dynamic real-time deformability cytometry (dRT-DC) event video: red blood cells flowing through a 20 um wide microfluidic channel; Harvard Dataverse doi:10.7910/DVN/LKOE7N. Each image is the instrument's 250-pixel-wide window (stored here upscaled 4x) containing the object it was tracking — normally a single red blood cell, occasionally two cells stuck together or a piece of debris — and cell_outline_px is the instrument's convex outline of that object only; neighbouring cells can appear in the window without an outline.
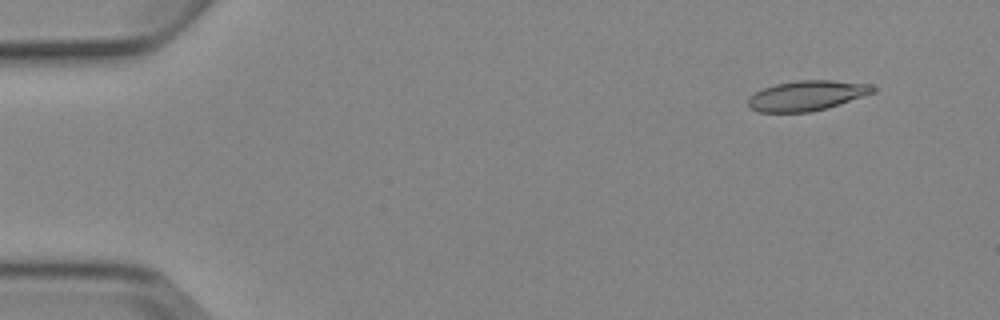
{"species": "Egyptian fruit bat (a non-hibernating species)", "species_latin": "Rousettus aegyptiacus", "temperature_condition": "cold", "stored_images_in_passage": 5, "camera_frame_rate_fps": 3000, "um_per_image_px": 0.085, "animal": {"sex": "female"}, "frame": {"image": 1, "passage_image": 2, "time_ms": 1.333, "image_size_px": [1000, 320], "cell_outline_px": [[876, 92], [828, 108], [808, 112], [760, 112], [748, 108], [748, 96], [764, 88], [776, 84], [796, 80], [832, 80], [872, 84], [876, 88]], "centroid_in_image_um": [68.6, 8.12], "position_along_channel_um": 16.4, "area_um2": 22.02}}
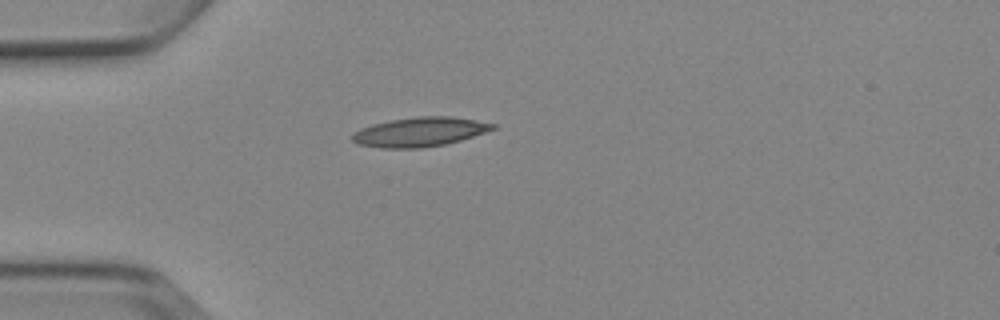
{"frame": {"image": 2, "passage_image": 5, "time_ms": 4.667, "image_size_px": [1000, 320], "cell_outline_px": [[496, 128], [460, 140], [444, 144], [420, 148], [380, 148], [356, 144], [352, 140], [352, 136], [360, 128], [372, 124], [392, 120], [416, 116], [452, 116], [476, 120], [496, 124]], "centroid_in_image_um": [35.66, 11.21], "position_along_channel_um": 49.3, "area_um2": 23.87}}